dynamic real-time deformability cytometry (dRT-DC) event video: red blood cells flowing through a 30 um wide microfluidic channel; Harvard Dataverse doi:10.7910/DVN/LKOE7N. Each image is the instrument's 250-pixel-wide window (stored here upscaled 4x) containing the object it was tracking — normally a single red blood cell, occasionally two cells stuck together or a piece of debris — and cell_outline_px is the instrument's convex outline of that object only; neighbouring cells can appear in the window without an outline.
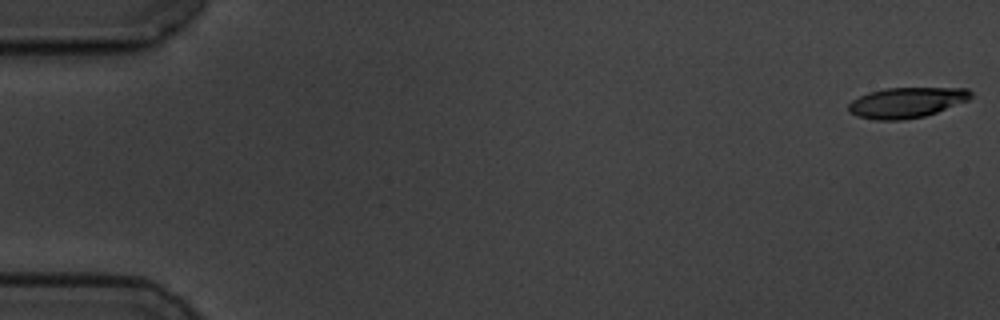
{"species": "common noctule bat (a hibernating species)", "species_latin": "Nyctalus noctula", "temperature_condition": "cold", "stored_images_in_passage": 4, "camera_frame_rate_fps": 3000, "um_per_image_px": 0.085, "animal": {"sex": "male", "body_mass_g": 19.5, "forearm_length_mm": 54.6}, "frame": {"image": 1, "passage_image": 1, "time_ms": 0.0, "image_size_px": [1000, 320], "cell_outline_px": [[972, 96], [968, 100], [936, 112], [924, 116], [900, 120], [872, 120], [856, 116], [848, 112], [848, 104], [852, 100], [868, 92], [884, 88], [968, 88], [972, 92]], "centroid_in_image_um": [77.01, 8.72], "position_along_channel_um": 8.0, "area_um2": 21.73}}